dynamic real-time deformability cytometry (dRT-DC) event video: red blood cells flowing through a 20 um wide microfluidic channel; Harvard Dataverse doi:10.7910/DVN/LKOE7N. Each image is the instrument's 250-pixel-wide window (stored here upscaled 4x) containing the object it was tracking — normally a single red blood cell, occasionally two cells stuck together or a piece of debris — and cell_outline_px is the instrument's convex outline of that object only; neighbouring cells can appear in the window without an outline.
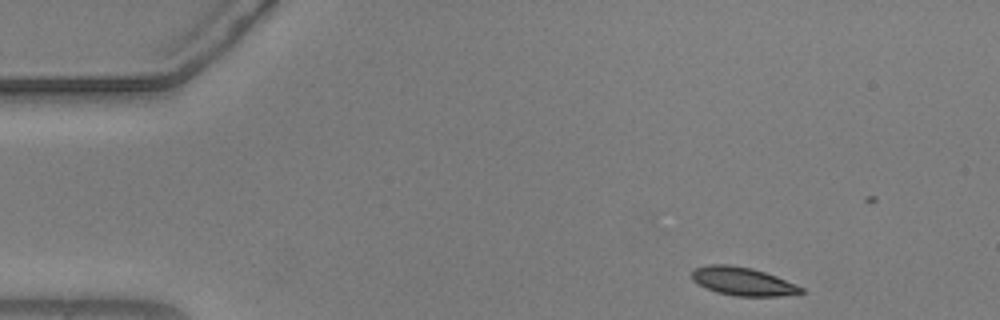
{"species": "common noctule bat (a hibernating species)", "species_latin": "Nyctalus noctula", "temperature_condition": "warm", "stored_images_in_passage": 50, "camera_frame_rate_fps": 3000, "um_per_image_px": 0.085, "animal": {"sex": "male", "body_mass_g": 20.5, "forearm_length_mm": 52.5}, "frame": {"image": 1, "passage_image": 1, "time_ms": 0.0, "image_size_px": [1000, 320], "cell_outline_px": [[804, 292], [780, 296], [736, 296], [716, 292], [696, 284], [692, 280], [692, 268], [708, 264], [728, 264], [752, 268], [776, 276], [796, 284], [804, 288]], "centroid_in_image_um": [63.09, 23.91], "position_along_channel_um": 21.9, "area_um2": 18.15}}
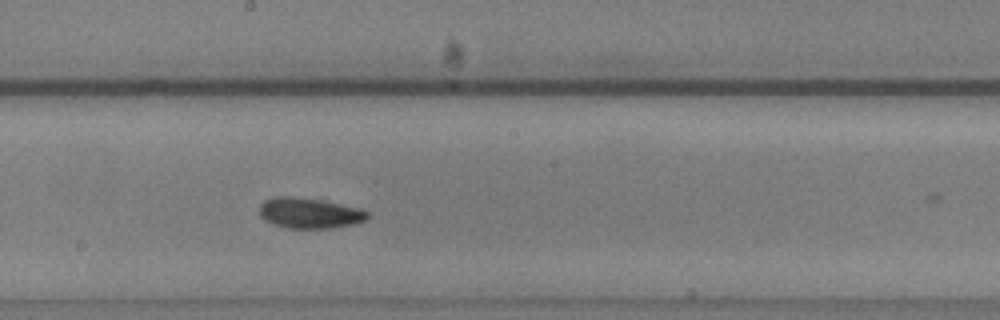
{"frame": {"image": 2, "passage_image": 24, "time_ms": 7.667, "image_size_px": [1000, 320], "cell_outline_px": [[372, 216], [364, 220], [352, 224], [332, 228], [284, 228], [272, 224], [264, 220], [260, 216], [260, 204], [264, 200], [276, 196], [292, 196], [324, 200], [360, 208], [368, 212]], "centroid_in_image_um": [26.29, 18.1], "position_along_channel_um": 221.9, "area_um2": 19.48}}
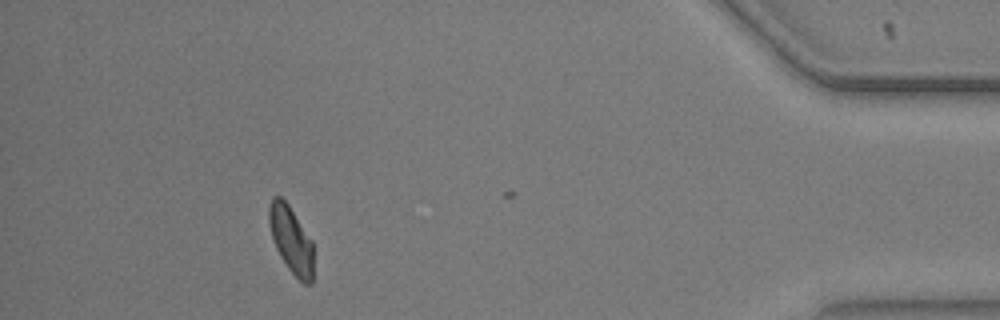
{"frame": {"image": 3, "passage_image": 44, "time_ms": 14.333, "image_size_px": [1000, 320], "cell_outline_px": [[312, 284], [304, 284], [288, 268], [280, 256], [276, 248], [272, 236], [268, 220], [268, 208], [272, 196], [280, 196], [288, 204], [312, 240]], "centroid_in_image_um": [24.73, 20.35], "position_along_channel_um": 410.5, "area_um2": 17.11}}